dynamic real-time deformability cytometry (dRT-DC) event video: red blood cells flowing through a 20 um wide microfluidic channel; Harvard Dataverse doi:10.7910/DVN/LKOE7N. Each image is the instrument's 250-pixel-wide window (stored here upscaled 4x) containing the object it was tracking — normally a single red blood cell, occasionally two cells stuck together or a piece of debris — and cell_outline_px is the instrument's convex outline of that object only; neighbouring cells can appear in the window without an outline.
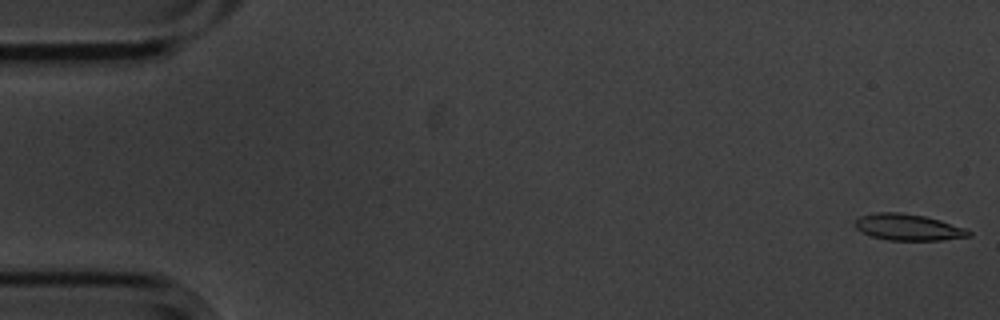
{"species": "common noctule bat (a hibernating species)", "species_latin": "Nyctalus noctula", "temperature_condition": "cold", "stored_images_in_passage": 5, "camera_frame_rate_fps": 3000, "um_per_image_px": 0.085, "animal": {"sex": "male", "body_mass_g": 20.1, "forearm_length_mm": 53.5}, "frame": {"image": 1, "passage_image": 1, "time_ms": 0.0, "image_size_px": [1000, 320], "cell_outline_px": [[972, 236], [940, 240], [888, 240], [868, 236], [860, 232], [852, 224], [860, 216], [876, 212], [900, 212], [924, 216], [940, 220], [964, 228], [972, 232]], "centroid_in_image_um": [77.14, 19.32], "position_along_channel_um": 7.9, "area_um2": 17.63}}
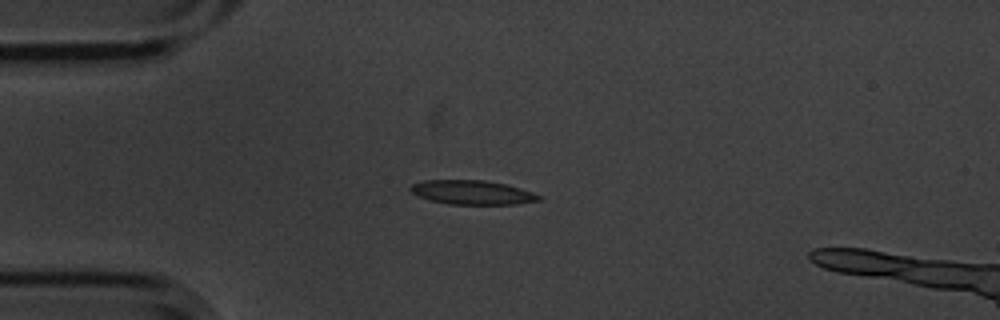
{"frame": {"image": 2, "passage_image": 4, "time_ms": 1.0, "image_size_px": [1000, 320], "cell_outline_px": [[544, 196], [540, 200], [516, 204], [448, 204], [428, 200], [416, 196], [408, 188], [412, 184], [424, 180], [484, 180], [504, 184], [532, 192]], "centroid_in_image_um": [40.1, 16.36], "position_along_channel_um": 44.9, "area_um2": 18.09}}